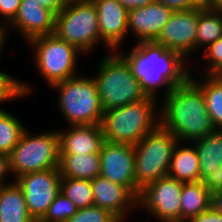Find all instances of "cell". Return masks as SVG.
I'll return each mask as SVG.
<instances>
[{"instance_id":"1","label":"cell","mask_w":222,"mask_h":222,"mask_svg":"<svg viewBox=\"0 0 222 222\" xmlns=\"http://www.w3.org/2000/svg\"><path fill=\"white\" fill-rule=\"evenodd\" d=\"M120 55L129 64L147 97L159 99L157 90L160 87L166 88V97L190 78V69L184 65L186 59L156 41L136 42L129 54Z\"/></svg>"},{"instance_id":"2","label":"cell","mask_w":222,"mask_h":222,"mask_svg":"<svg viewBox=\"0 0 222 222\" xmlns=\"http://www.w3.org/2000/svg\"><path fill=\"white\" fill-rule=\"evenodd\" d=\"M159 111L160 124L182 144L204 138L217 129L207 112L202 90L190 78L165 97Z\"/></svg>"},{"instance_id":"3","label":"cell","mask_w":222,"mask_h":222,"mask_svg":"<svg viewBox=\"0 0 222 222\" xmlns=\"http://www.w3.org/2000/svg\"><path fill=\"white\" fill-rule=\"evenodd\" d=\"M157 101L147 97L136 103L104 111L101 128L105 140L130 145L138 143L160 124Z\"/></svg>"},{"instance_id":"4","label":"cell","mask_w":222,"mask_h":222,"mask_svg":"<svg viewBox=\"0 0 222 222\" xmlns=\"http://www.w3.org/2000/svg\"><path fill=\"white\" fill-rule=\"evenodd\" d=\"M112 51L101 60L93 77L104 111L147 98L127 61Z\"/></svg>"},{"instance_id":"5","label":"cell","mask_w":222,"mask_h":222,"mask_svg":"<svg viewBox=\"0 0 222 222\" xmlns=\"http://www.w3.org/2000/svg\"><path fill=\"white\" fill-rule=\"evenodd\" d=\"M179 140L159 124L134 145L135 195L149 183L168 176L171 158Z\"/></svg>"},{"instance_id":"6","label":"cell","mask_w":222,"mask_h":222,"mask_svg":"<svg viewBox=\"0 0 222 222\" xmlns=\"http://www.w3.org/2000/svg\"><path fill=\"white\" fill-rule=\"evenodd\" d=\"M58 110L70 126L101 124L104 110L93 77L75 76L57 82Z\"/></svg>"},{"instance_id":"7","label":"cell","mask_w":222,"mask_h":222,"mask_svg":"<svg viewBox=\"0 0 222 222\" xmlns=\"http://www.w3.org/2000/svg\"><path fill=\"white\" fill-rule=\"evenodd\" d=\"M54 34L83 54L92 52L101 41L97 9L91 0L68 1L55 17Z\"/></svg>"},{"instance_id":"8","label":"cell","mask_w":222,"mask_h":222,"mask_svg":"<svg viewBox=\"0 0 222 222\" xmlns=\"http://www.w3.org/2000/svg\"><path fill=\"white\" fill-rule=\"evenodd\" d=\"M59 160L58 130L33 135L26 128L9 154L10 170L15 180L27 173L58 168Z\"/></svg>"},{"instance_id":"9","label":"cell","mask_w":222,"mask_h":222,"mask_svg":"<svg viewBox=\"0 0 222 222\" xmlns=\"http://www.w3.org/2000/svg\"><path fill=\"white\" fill-rule=\"evenodd\" d=\"M26 44L33 47L38 72L50 87L77 76L76 62L78 55L83 53L72 44L59 39L55 34L36 37Z\"/></svg>"},{"instance_id":"10","label":"cell","mask_w":222,"mask_h":222,"mask_svg":"<svg viewBox=\"0 0 222 222\" xmlns=\"http://www.w3.org/2000/svg\"><path fill=\"white\" fill-rule=\"evenodd\" d=\"M183 182L169 176L147 184L138 197V207L160 222H180V196Z\"/></svg>"},{"instance_id":"11","label":"cell","mask_w":222,"mask_h":222,"mask_svg":"<svg viewBox=\"0 0 222 222\" xmlns=\"http://www.w3.org/2000/svg\"><path fill=\"white\" fill-rule=\"evenodd\" d=\"M59 168L24 174L15 181L23 190L29 215L39 222L61 189Z\"/></svg>"},{"instance_id":"12","label":"cell","mask_w":222,"mask_h":222,"mask_svg":"<svg viewBox=\"0 0 222 222\" xmlns=\"http://www.w3.org/2000/svg\"><path fill=\"white\" fill-rule=\"evenodd\" d=\"M197 25L198 7L185 11H173L154 41L180 53L189 60V56L196 50Z\"/></svg>"},{"instance_id":"13","label":"cell","mask_w":222,"mask_h":222,"mask_svg":"<svg viewBox=\"0 0 222 222\" xmlns=\"http://www.w3.org/2000/svg\"><path fill=\"white\" fill-rule=\"evenodd\" d=\"M100 175L128 187L135 194L134 145L104 141L101 151Z\"/></svg>"},{"instance_id":"14","label":"cell","mask_w":222,"mask_h":222,"mask_svg":"<svg viewBox=\"0 0 222 222\" xmlns=\"http://www.w3.org/2000/svg\"><path fill=\"white\" fill-rule=\"evenodd\" d=\"M98 15L101 40L107 50H119L128 32V10L118 0H91Z\"/></svg>"},{"instance_id":"15","label":"cell","mask_w":222,"mask_h":222,"mask_svg":"<svg viewBox=\"0 0 222 222\" xmlns=\"http://www.w3.org/2000/svg\"><path fill=\"white\" fill-rule=\"evenodd\" d=\"M56 15L35 0H21L15 18L6 26L17 28L27 43L40 36L54 34Z\"/></svg>"},{"instance_id":"16","label":"cell","mask_w":222,"mask_h":222,"mask_svg":"<svg viewBox=\"0 0 222 222\" xmlns=\"http://www.w3.org/2000/svg\"><path fill=\"white\" fill-rule=\"evenodd\" d=\"M94 205L111 211L122 222L133 208H138V197L128 188L99 175L91 180Z\"/></svg>"},{"instance_id":"17","label":"cell","mask_w":222,"mask_h":222,"mask_svg":"<svg viewBox=\"0 0 222 222\" xmlns=\"http://www.w3.org/2000/svg\"><path fill=\"white\" fill-rule=\"evenodd\" d=\"M172 13L169 7L157 2L132 9L128 12V31L138 42L154 41Z\"/></svg>"},{"instance_id":"18","label":"cell","mask_w":222,"mask_h":222,"mask_svg":"<svg viewBox=\"0 0 222 222\" xmlns=\"http://www.w3.org/2000/svg\"><path fill=\"white\" fill-rule=\"evenodd\" d=\"M58 130L60 154L100 153L105 137L101 124L73 125Z\"/></svg>"},{"instance_id":"19","label":"cell","mask_w":222,"mask_h":222,"mask_svg":"<svg viewBox=\"0 0 222 222\" xmlns=\"http://www.w3.org/2000/svg\"><path fill=\"white\" fill-rule=\"evenodd\" d=\"M0 222H36L29 215L23 190L15 180L0 186Z\"/></svg>"},{"instance_id":"20","label":"cell","mask_w":222,"mask_h":222,"mask_svg":"<svg viewBox=\"0 0 222 222\" xmlns=\"http://www.w3.org/2000/svg\"><path fill=\"white\" fill-rule=\"evenodd\" d=\"M100 153L60 154L61 177L93 180L101 172Z\"/></svg>"},{"instance_id":"21","label":"cell","mask_w":222,"mask_h":222,"mask_svg":"<svg viewBox=\"0 0 222 222\" xmlns=\"http://www.w3.org/2000/svg\"><path fill=\"white\" fill-rule=\"evenodd\" d=\"M192 143L199 156L200 181L210 172L222 171V129Z\"/></svg>"},{"instance_id":"22","label":"cell","mask_w":222,"mask_h":222,"mask_svg":"<svg viewBox=\"0 0 222 222\" xmlns=\"http://www.w3.org/2000/svg\"><path fill=\"white\" fill-rule=\"evenodd\" d=\"M180 222H186L213 206V196L202 181L183 183L180 196Z\"/></svg>"},{"instance_id":"23","label":"cell","mask_w":222,"mask_h":222,"mask_svg":"<svg viewBox=\"0 0 222 222\" xmlns=\"http://www.w3.org/2000/svg\"><path fill=\"white\" fill-rule=\"evenodd\" d=\"M171 158L168 176L183 183L200 181L199 156L194 145L179 146Z\"/></svg>"},{"instance_id":"24","label":"cell","mask_w":222,"mask_h":222,"mask_svg":"<svg viewBox=\"0 0 222 222\" xmlns=\"http://www.w3.org/2000/svg\"><path fill=\"white\" fill-rule=\"evenodd\" d=\"M192 75L190 79L202 90L207 112L215 127L222 129V75H204L199 80Z\"/></svg>"},{"instance_id":"25","label":"cell","mask_w":222,"mask_h":222,"mask_svg":"<svg viewBox=\"0 0 222 222\" xmlns=\"http://www.w3.org/2000/svg\"><path fill=\"white\" fill-rule=\"evenodd\" d=\"M222 37V10L203 9L198 6L196 49H206Z\"/></svg>"},{"instance_id":"26","label":"cell","mask_w":222,"mask_h":222,"mask_svg":"<svg viewBox=\"0 0 222 222\" xmlns=\"http://www.w3.org/2000/svg\"><path fill=\"white\" fill-rule=\"evenodd\" d=\"M26 128L14 114L0 111V153L9 155Z\"/></svg>"},{"instance_id":"27","label":"cell","mask_w":222,"mask_h":222,"mask_svg":"<svg viewBox=\"0 0 222 222\" xmlns=\"http://www.w3.org/2000/svg\"><path fill=\"white\" fill-rule=\"evenodd\" d=\"M60 191L68 197L78 209L94 205L91 180L62 177Z\"/></svg>"},{"instance_id":"28","label":"cell","mask_w":222,"mask_h":222,"mask_svg":"<svg viewBox=\"0 0 222 222\" xmlns=\"http://www.w3.org/2000/svg\"><path fill=\"white\" fill-rule=\"evenodd\" d=\"M77 211L74 203L60 191L39 222H66Z\"/></svg>"},{"instance_id":"29","label":"cell","mask_w":222,"mask_h":222,"mask_svg":"<svg viewBox=\"0 0 222 222\" xmlns=\"http://www.w3.org/2000/svg\"><path fill=\"white\" fill-rule=\"evenodd\" d=\"M31 87L22 80L14 78L7 72H0V103L18 99L31 93ZM0 111L4 109L0 108Z\"/></svg>"},{"instance_id":"30","label":"cell","mask_w":222,"mask_h":222,"mask_svg":"<svg viewBox=\"0 0 222 222\" xmlns=\"http://www.w3.org/2000/svg\"><path fill=\"white\" fill-rule=\"evenodd\" d=\"M66 222H122L111 211L92 205L78 211Z\"/></svg>"},{"instance_id":"31","label":"cell","mask_w":222,"mask_h":222,"mask_svg":"<svg viewBox=\"0 0 222 222\" xmlns=\"http://www.w3.org/2000/svg\"><path fill=\"white\" fill-rule=\"evenodd\" d=\"M204 52L203 59H207L208 63L205 75H222V37L210 44Z\"/></svg>"},{"instance_id":"32","label":"cell","mask_w":222,"mask_h":222,"mask_svg":"<svg viewBox=\"0 0 222 222\" xmlns=\"http://www.w3.org/2000/svg\"><path fill=\"white\" fill-rule=\"evenodd\" d=\"M21 0H0V15L3 23L0 25L6 27L16 16Z\"/></svg>"},{"instance_id":"33","label":"cell","mask_w":222,"mask_h":222,"mask_svg":"<svg viewBox=\"0 0 222 222\" xmlns=\"http://www.w3.org/2000/svg\"><path fill=\"white\" fill-rule=\"evenodd\" d=\"M212 196L222 192V171L210 172L203 180Z\"/></svg>"},{"instance_id":"34","label":"cell","mask_w":222,"mask_h":222,"mask_svg":"<svg viewBox=\"0 0 222 222\" xmlns=\"http://www.w3.org/2000/svg\"><path fill=\"white\" fill-rule=\"evenodd\" d=\"M157 3L169 7L172 11H185L198 7L197 0H155Z\"/></svg>"},{"instance_id":"35","label":"cell","mask_w":222,"mask_h":222,"mask_svg":"<svg viewBox=\"0 0 222 222\" xmlns=\"http://www.w3.org/2000/svg\"><path fill=\"white\" fill-rule=\"evenodd\" d=\"M186 222H222V213L212 206Z\"/></svg>"},{"instance_id":"36","label":"cell","mask_w":222,"mask_h":222,"mask_svg":"<svg viewBox=\"0 0 222 222\" xmlns=\"http://www.w3.org/2000/svg\"><path fill=\"white\" fill-rule=\"evenodd\" d=\"M8 174H11L9 155L0 153V186L9 184L4 182Z\"/></svg>"},{"instance_id":"37","label":"cell","mask_w":222,"mask_h":222,"mask_svg":"<svg viewBox=\"0 0 222 222\" xmlns=\"http://www.w3.org/2000/svg\"><path fill=\"white\" fill-rule=\"evenodd\" d=\"M43 8L51 10L55 15H57L60 10L64 7V2L62 0H35Z\"/></svg>"},{"instance_id":"38","label":"cell","mask_w":222,"mask_h":222,"mask_svg":"<svg viewBox=\"0 0 222 222\" xmlns=\"http://www.w3.org/2000/svg\"><path fill=\"white\" fill-rule=\"evenodd\" d=\"M128 11L147 6L148 4H152L156 2L155 0H118Z\"/></svg>"},{"instance_id":"39","label":"cell","mask_w":222,"mask_h":222,"mask_svg":"<svg viewBox=\"0 0 222 222\" xmlns=\"http://www.w3.org/2000/svg\"><path fill=\"white\" fill-rule=\"evenodd\" d=\"M201 6L203 9L222 10V0H203Z\"/></svg>"},{"instance_id":"40","label":"cell","mask_w":222,"mask_h":222,"mask_svg":"<svg viewBox=\"0 0 222 222\" xmlns=\"http://www.w3.org/2000/svg\"><path fill=\"white\" fill-rule=\"evenodd\" d=\"M6 30H8V28H6V27H4V26H2V25H0V56H1V53H2V50H3V48L2 47H4L3 45H5V40L7 39L6 37H7V35H6ZM1 58V57H0ZM0 72H3V71H0Z\"/></svg>"},{"instance_id":"41","label":"cell","mask_w":222,"mask_h":222,"mask_svg":"<svg viewBox=\"0 0 222 222\" xmlns=\"http://www.w3.org/2000/svg\"><path fill=\"white\" fill-rule=\"evenodd\" d=\"M213 206L222 213V192L213 196Z\"/></svg>"},{"instance_id":"42","label":"cell","mask_w":222,"mask_h":222,"mask_svg":"<svg viewBox=\"0 0 222 222\" xmlns=\"http://www.w3.org/2000/svg\"><path fill=\"white\" fill-rule=\"evenodd\" d=\"M68 1H87V0H68Z\"/></svg>"}]
</instances>
